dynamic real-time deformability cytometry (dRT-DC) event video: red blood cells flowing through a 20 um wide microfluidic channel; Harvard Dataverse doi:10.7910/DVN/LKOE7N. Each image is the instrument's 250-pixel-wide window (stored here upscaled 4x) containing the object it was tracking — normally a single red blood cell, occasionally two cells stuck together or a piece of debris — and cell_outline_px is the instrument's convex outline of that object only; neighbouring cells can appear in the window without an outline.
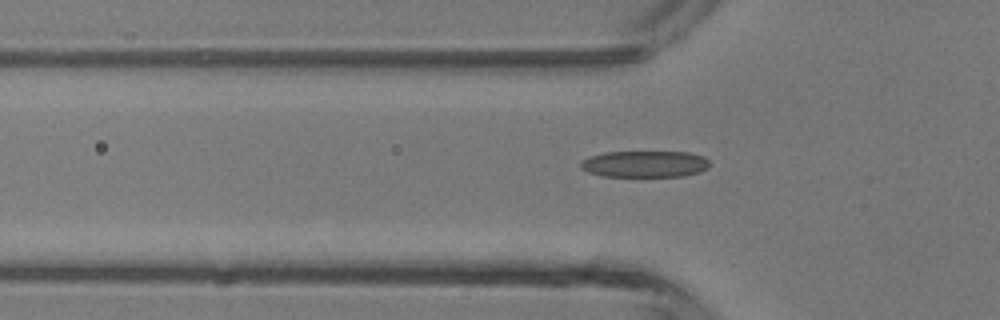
{"species": "common noctule bat (a hibernating species)", "species_latin": "Nyctalus noctula", "temperature_condition": "room temperature", "stored_images_in_passage": 3, "camera_frame_rate_fps": 3000, "um_per_image_px": 0.085, "animal": {"sex": "male", "body_mass_g": 13.3}, "frame": {"image": 1, "passage_image": 3, "time_ms": 2.333, "image_size_px": [1000, 320], "cell_outline_px": [[708, 168], [700, 172], [684, 176], [604, 176], [588, 172], [580, 168], [580, 160], [604, 152], [688, 152], [704, 156], [708, 160]], "centroid_in_image_um": [54.81, 13.94], "position_along_channel_um": 71.0, "area_um2": 19.94}}